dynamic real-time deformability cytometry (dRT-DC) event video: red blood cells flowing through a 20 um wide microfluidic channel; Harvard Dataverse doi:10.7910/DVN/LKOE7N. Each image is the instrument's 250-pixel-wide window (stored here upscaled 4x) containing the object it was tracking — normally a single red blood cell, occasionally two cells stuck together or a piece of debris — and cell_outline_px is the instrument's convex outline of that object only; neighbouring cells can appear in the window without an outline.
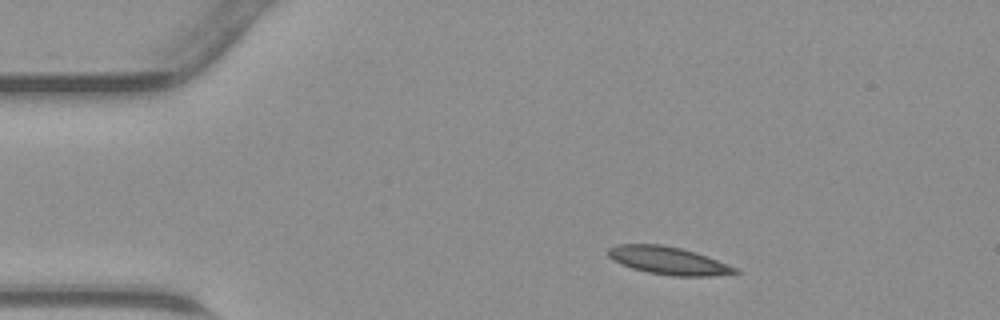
{"species": "common noctule bat (a hibernating species)", "species_latin": "Nyctalus noctula", "temperature_condition": "warm", "stored_images_in_passage": 39, "camera_frame_rate_fps": 3000, "um_per_image_px": 0.085, "animal": {"sex": "male", "body_mass_g": 23.1, "forearm_length_mm": 52.7}, "frame": {"image": 1, "passage_image": 1, "time_ms": 0.0, "image_size_px": [1000, 320], "cell_outline_px": [[740, 272], [708, 276], [672, 276], [648, 272], [632, 268], [612, 260], [608, 256], [608, 248], [616, 244], [660, 244], [680, 248], [696, 252], [708, 256], [728, 264], [736, 268]], "centroid_in_image_um": [56.78, 22.14], "position_along_channel_um": 28.2, "area_um2": 20.46}}
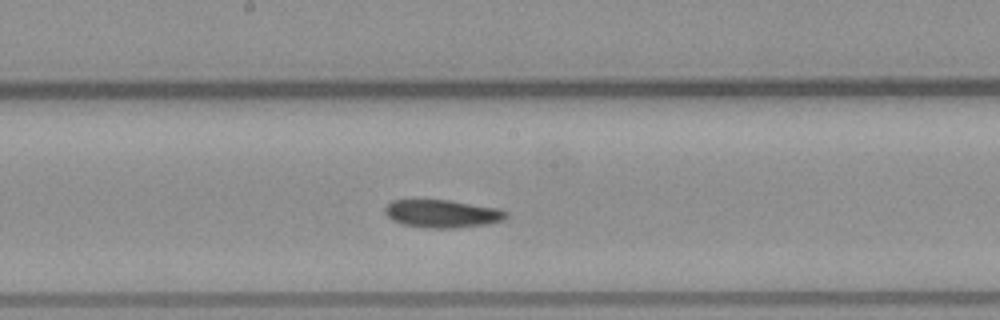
{"frame": {"image": 2, "passage_image": 17, "time_ms": 5.333, "image_size_px": [1000, 320], "cell_outline_px": [[508, 216], [500, 220], [488, 224], [452, 228], [428, 228], [404, 224], [392, 220], [384, 212], [384, 208], [392, 200], [448, 200], [500, 208], [508, 212]], "centroid_in_image_um": [37.6, 18.16], "position_along_channel_um": 210.6, "area_um2": 19.59}}
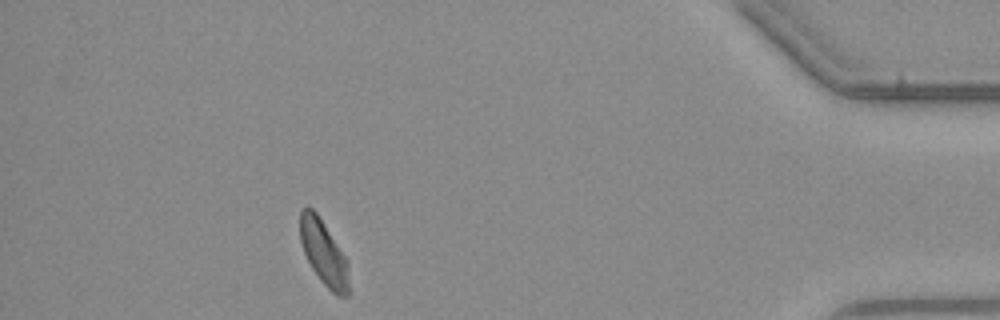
{"frame": {"image": 3, "passage_image": 34, "time_ms": 11.0, "image_size_px": [1000, 320], "cell_outline_px": [[348, 296], [336, 296], [320, 280], [312, 268], [304, 252], [300, 240], [300, 208], [312, 208], [316, 212], [348, 260]], "centroid_in_image_um": [27.51, 21.5], "position_along_channel_um": 407.7, "area_um2": 18.26}}